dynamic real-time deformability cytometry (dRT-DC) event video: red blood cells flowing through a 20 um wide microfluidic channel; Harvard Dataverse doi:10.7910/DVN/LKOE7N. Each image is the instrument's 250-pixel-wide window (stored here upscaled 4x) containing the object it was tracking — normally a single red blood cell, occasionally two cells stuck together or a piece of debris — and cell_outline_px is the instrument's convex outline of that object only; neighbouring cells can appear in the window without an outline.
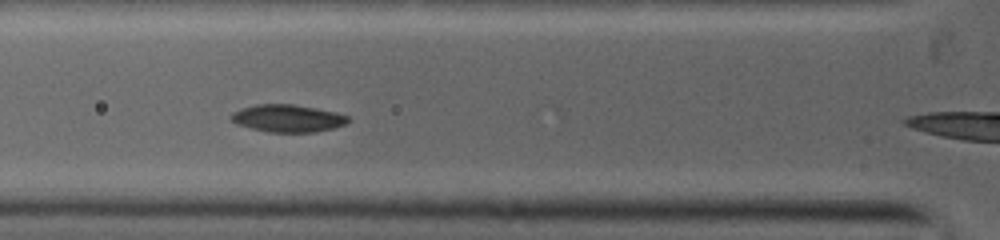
{"species": "common noctule bat (a hibernating species)", "species_latin": "Nyctalus noctula", "temperature_condition": "warm", "stored_images_in_passage": 33, "camera_frame_rate_fps": 5000, "um_per_image_px": 0.085, "animal": {"sex": "female", "body_mass_g": 19.0, "forearm_length_mm": 53.3}, "frame": {"image": 1, "passage_image": 6, "time_ms": 2.4, "image_size_px": [1000, 240], "cell_outline_px": [[348, 120], [344, 124], [332, 128], [316, 132], [268, 132], [252, 128], [240, 124], [232, 120], [232, 112], [256, 104], [292, 104], [336, 112], [348, 116]], "centroid_in_image_um": [24.47, 10.05], "position_along_channel_um": 101.3, "area_um2": 18.26}}
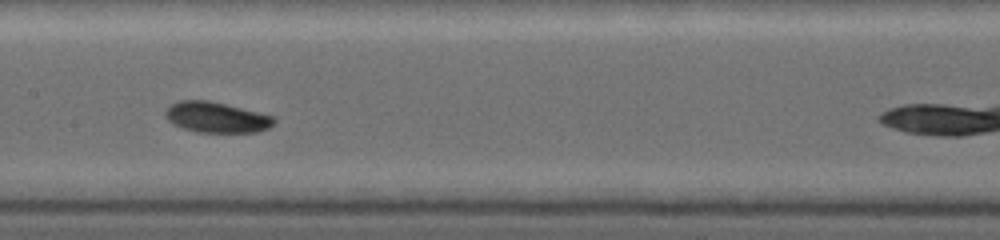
{"frame": {"image": 2, "passage_image": 12, "time_ms": 4.4, "image_size_px": [1000, 240], "cell_outline_px": [[276, 120], [268, 128], [256, 132], [200, 132], [184, 128], [176, 124], [168, 116], [168, 108], [172, 104], [180, 100], [208, 100], [272, 116]], "centroid_in_image_um": [18.45, 9.97], "position_along_channel_um": 189.0, "area_um2": 18.55}}
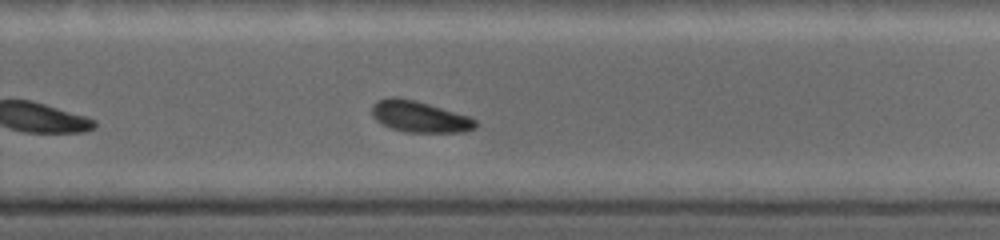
{"frame": {"image": 3, "passage_image": 19, "time_ms": 6.8, "image_size_px": [1000, 240], "cell_outline_px": [[476, 128], [464, 132], [408, 132], [392, 128], [376, 120], [372, 116], [372, 108], [380, 100], [412, 100], [428, 104], [468, 116], [476, 120]], "centroid_in_image_um": [35.74, 9.97], "position_along_channel_um": 294.1, "area_um2": 17.92}}